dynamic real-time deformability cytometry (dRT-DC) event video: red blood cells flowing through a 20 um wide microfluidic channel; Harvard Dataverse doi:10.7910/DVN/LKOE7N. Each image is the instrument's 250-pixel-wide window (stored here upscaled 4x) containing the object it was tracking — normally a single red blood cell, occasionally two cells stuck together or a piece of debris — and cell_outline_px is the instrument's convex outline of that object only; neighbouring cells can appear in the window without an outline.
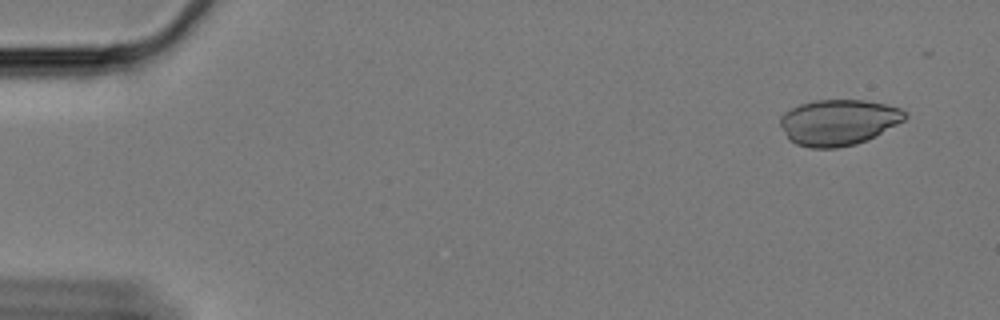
{"species": "Egyptian fruit bat (a non-hibernating species)", "species_latin": "Rousettus aegyptiacus", "temperature_condition": "cold", "stored_images_in_passage": 15, "camera_frame_rate_fps": 3000, "um_per_image_px": 0.085, "animal": {"sex": "female"}, "frame": {"image": 1, "passage_image": 1, "time_ms": 0.0, "image_size_px": [1000, 320], "cell_outline_px": [[908, 116], [904, 120], [876, 136], [868, 140], [856, 144], [836, 148], [812, 148], [796, 144], [788, 140], [780, 124], [780, 116], [784, 112], [800, 104], [816, 100], [864, 100], [884, 104], [900, 108], [908, 112]], "centroid_in_image_um": [71.27, 10.4], "position_along_channel_um": 13.7, "area_um2": 33.47}}
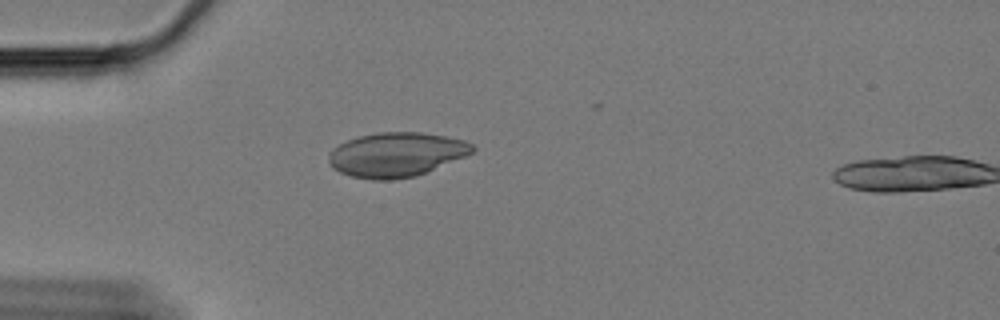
{"frame": {"image": 2, "passage_image": 14, "time_ms": 4.333, "image_size_px": [1000, 320], "cell_outline_px": [[476, 148], [472, 152], [464, 156], [416, 176], [392, 180], [372, 180], [352, 176], [340, 172], [332, 168], [328, 164], [328, 152], [332, 148], [356, 136], [376, 132], [420, 132], [444, 136], [464, 140], [472, 144]], "centroid_in_image_um": [33.63, 13.14], "position_along_channel_um": 51.4, "area_um2": 37.22}}